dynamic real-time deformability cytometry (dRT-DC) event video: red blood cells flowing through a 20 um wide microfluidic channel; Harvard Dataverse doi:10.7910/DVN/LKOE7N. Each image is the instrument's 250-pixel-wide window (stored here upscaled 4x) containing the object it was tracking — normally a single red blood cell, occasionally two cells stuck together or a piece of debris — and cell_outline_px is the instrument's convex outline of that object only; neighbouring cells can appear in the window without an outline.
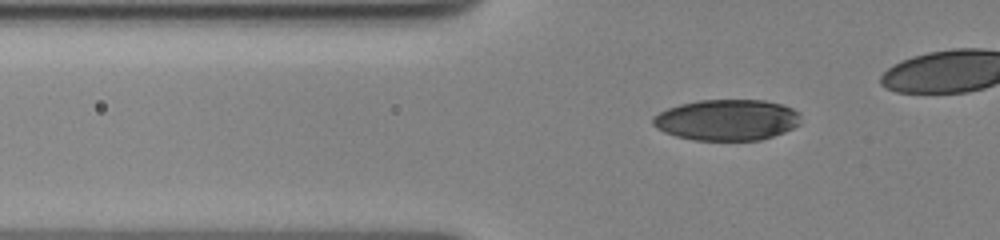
{"species": "human", "species_latin": "Homo sapiens", "temperature_condition": "cold", "stored_images_in_passage": 38, "camera_frame_rate_fps": 3000, "um_per_image_px": 0.085, "donor": {"sex": "female"}, "frame": {"image": 1, "passage_image": 6, "time_ms": 1.667, "image_size_px": [1000, 240], "cell_outline_px": [[800, 124], [784, 132], [760, 140], [692, 140], [676, 136], [664, 132], [656, 128], [652, 124], [652, 116], [668, 108], [680, 104], [700, 100], [764, 100], [784, 104], [800, 112]], "centroid_in_image_um": [61.79, 10.19], "position_along_channel_um": 64.0, "area_um2": 35.55}}
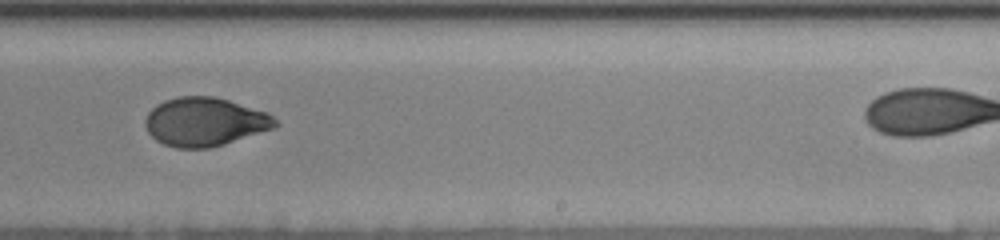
{"frame": {"image": 2, "passage_image": 25, "time_ms": 8.0, "image_size_px": [1000, 240], "cell_outline_px": [[280, 124], [276, 128], [224, 144], [208, 148], [176, 148], [164, 144], [156, 140], [148, 132], [144, 124], [144, 120], [148, 112], [156, 104], [164, 100], [180, 96], [212, 96], [228, 100], [268, 112]], "centroid_in_image_um": [17.41, 10.35], "position_along_channel_um": 271.6, "area_um2": 37.05}}
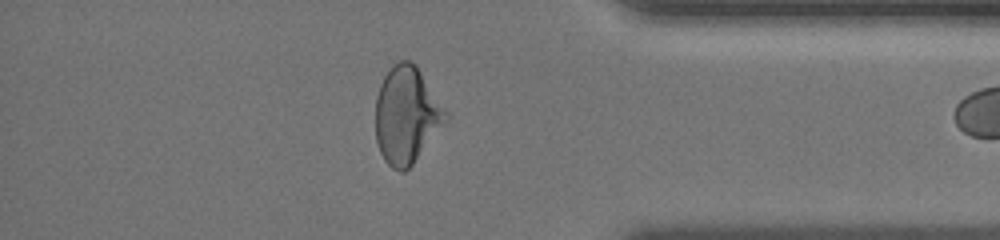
{"frame": {"image": 3, "passage_image": 37, "time_ms": 12.0, "image_size_px": [1000, 240], "cell_outline_px": [[448, 120], [412, 164], [404, 172], [400, 172], [392, 168], [384, 160], [380, 152], [376, 140], [376, 96], [380, 84], [384, 76], [392, 64], [400, 60], [412, 60], [416, 64], [448, 112]], "centroid_in_image_um": [34.56, 9.76], "position_along_channel_um": 400.6, "area_um2": 39.77}}